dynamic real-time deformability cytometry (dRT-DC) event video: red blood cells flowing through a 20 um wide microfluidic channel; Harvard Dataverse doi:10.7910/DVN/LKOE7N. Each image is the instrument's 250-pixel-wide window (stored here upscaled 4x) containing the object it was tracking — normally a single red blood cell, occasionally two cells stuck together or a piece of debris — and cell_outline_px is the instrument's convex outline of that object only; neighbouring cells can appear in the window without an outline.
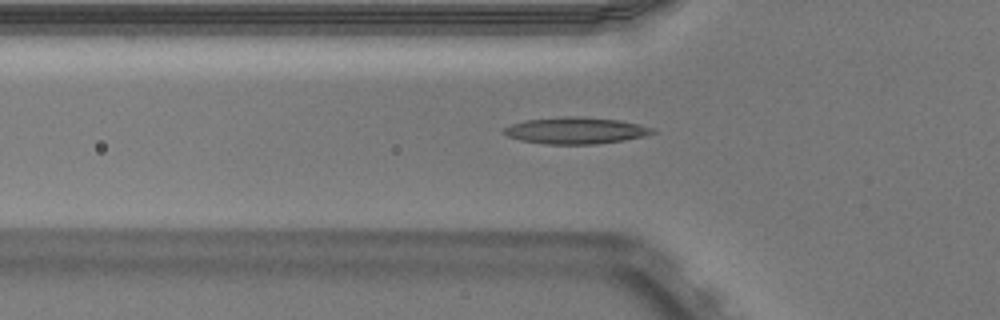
{"species": "Egyptian fruit bat (a non-hibernating species)", "species_latin": "Rousettus aegyptiacus", "temperature_condition": "warm", "stored_images_in_passage": 32, "camera_frame_rate_fps": 3000, "um_per_image_px": 0.085, "animal": {"sex": "male"}, "frame": {"image": 1, "passage_image": 2, "time_ms": 0.333, "image_size_px": [1000, 320], "cell_outline_px": [[656, 132], [644, 136], [624, 140], [596, 144], [548, 144], [520, 140], [508, 136], [504, 132], [504, 128], [512, 124], [524, 120], [564, 116], [580, 116], [620, 120], [656, 128]], "centroid_in_image_um": [48.97, 11.09], "position_along_channel_um": 76.8, "area_um2": 23.06}}
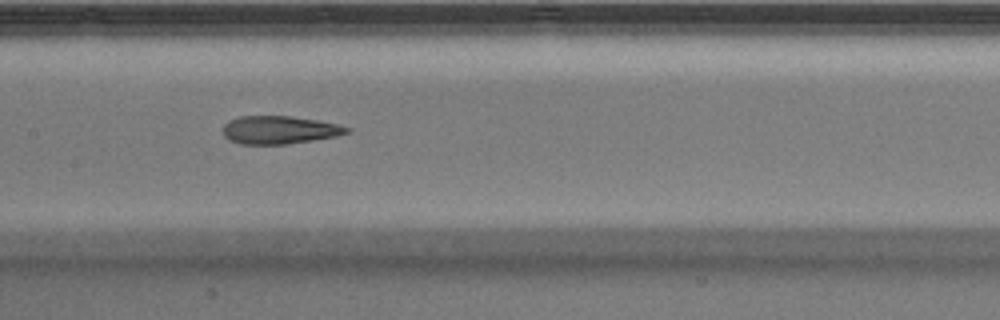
{"frame": {"image": 2, "passage_image": 10, "time_ms": 3.0, "image_size_px": [1000, 320], "cell_outline_px": [[352, 132], [336, 136], [312, 140], [284, 144], [240, 144], [228, 140], [224, 136], [224, 124], [228, 120], [240, 116], [292, 116], [316, 120], [336, 124], [352, 128]], "centroid_in_image_um": [23.74, 11.04], "position_along_channel_um": 183.7, "area_um2": 20.23}}
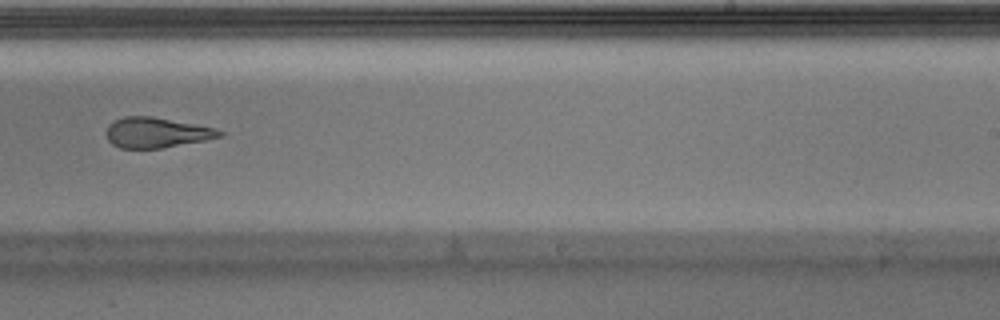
{"frame": {"image": 3, "passage_image": 17, "time_ms": 5.333, "image_size_px": [1000, 320], "cell_outline_px": [[224, 136], [204, 140], [160, 148], [120, 148], [112, 144], [108, 140], [104, 132], [108, 124], [124, 116], [152, 116], [216, 128], [224, 132]], "centroid_in_image_um": [13.27, 11.26], "position_along_channel_um": 275.7, "area_um2": 20.0}}